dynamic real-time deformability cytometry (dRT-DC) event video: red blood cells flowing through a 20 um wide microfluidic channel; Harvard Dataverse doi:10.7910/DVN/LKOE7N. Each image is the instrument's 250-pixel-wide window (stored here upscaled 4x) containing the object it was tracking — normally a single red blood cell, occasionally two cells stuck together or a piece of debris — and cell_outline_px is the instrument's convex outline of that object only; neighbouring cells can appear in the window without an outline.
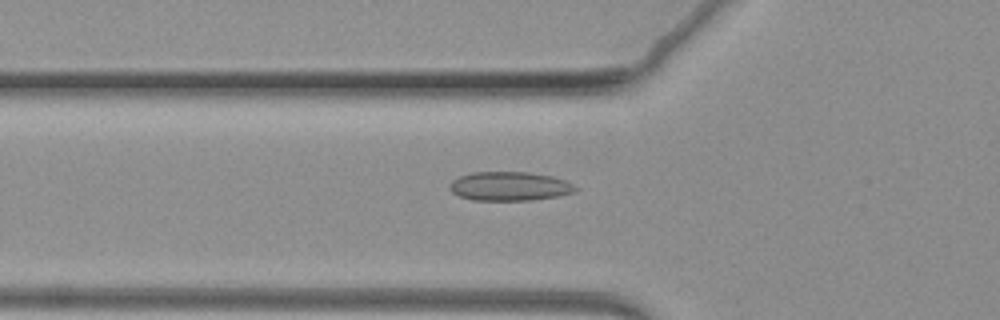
{"species": "common noctule bat (a hibernating species)", "species_latin": "Nyctalus noctula", "temperature_condition": "warm", "stored_images_in_passage": 38, "camera_frame_rate_fps": 3000, "um_per_image_px": 0.085, "animal": {"sex": "female", "body_mass_g": 19.3, "forearm_length_mm": 54.1}, "frame": {"image": 1, "passage_image": 3, "time_ms": 0.667, "image_size_px": [1000, 320], "cell_outline_px": [[580, 188], [572, 192], [556, 196], [532, 200], [472, 200], [460, 196], [452, 192], [448, 188], [448, 184], [452, 180], [460, 176], [472, 172], [528, 172], [552, 176], [564, 180]], "centroid_in_image_um": [43.28, 15.82], "position_along_channel_um": 82.5, "area_um2": 21.21}}
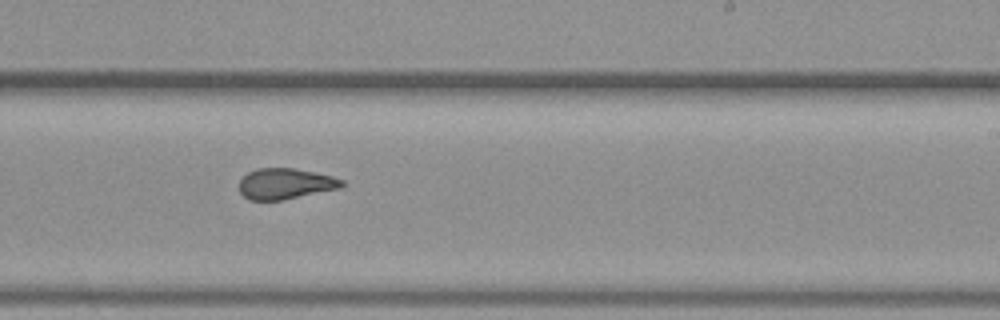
{"frame": {"image": 2, "passage_image": 21, "time_ms": 6.667, "image_size_px": [1000, 320], "cell_outline_px": [[344, 184], [340, 188], [284, 200], [248, 200], [240, 192], [240, 180], [248, 172], [256, 168], [296, 168], [332, 176], [344, 180]], "centroid_in_image_um": [24.26, 15.62], "position_along_channel_um": 264.7, "area_um2": 18.5}}
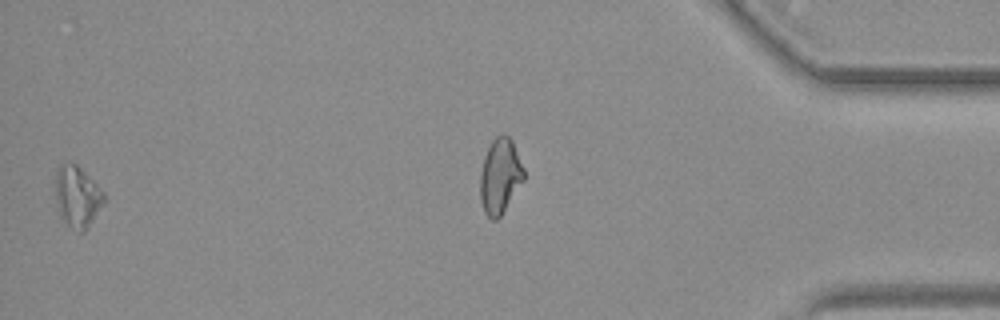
{"frame": {"image": 3, "passage_image": 36, "time_ms": 11.667, "image_size_px": [1000, 320], "cell_outline_px": [[104, 204], [84, 232], [80, 232], [72, 228], [60, 216], [56, 196], [56, 168], [60, 164], [76, 164], [104, 192]], "centroid_in_image_um": [6.58, 16.72], "position_along_channel_um": 428.6, "area_um2": 16.94}}